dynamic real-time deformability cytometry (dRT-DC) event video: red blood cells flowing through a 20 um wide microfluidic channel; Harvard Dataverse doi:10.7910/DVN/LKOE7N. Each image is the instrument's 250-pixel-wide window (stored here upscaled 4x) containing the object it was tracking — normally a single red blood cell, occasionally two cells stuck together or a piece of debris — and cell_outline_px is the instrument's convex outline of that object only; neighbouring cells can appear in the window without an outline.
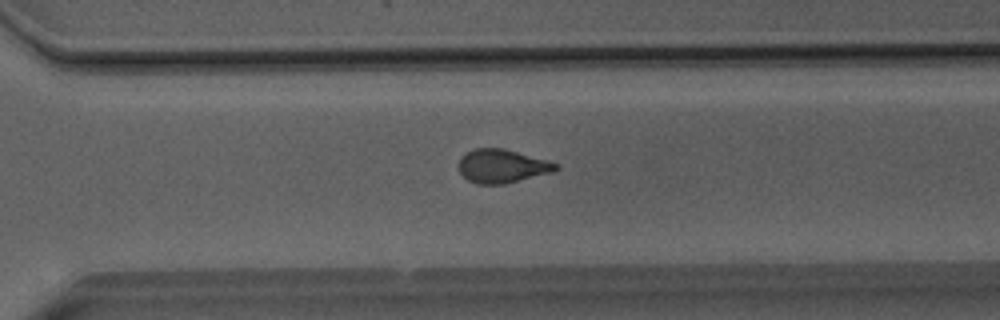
{"species": "Egyptian fruit bat (a non-hibernating species)", "species_latin": "Rousettus aegyptiacus", "temperature_condition": "room temperature", "stored_images_in_passage": 33, "camera_frame_rate_fps": 3000, "um_per_image_px": 0.085, "animal": {"sex": "male"}, "frame": {"image": 1, "passage_image": 28, "time_ms": 9.0, "image_size_px": [1000, 320], "cell_outline_px": [[560, 168], [552, 172], [504, 184], [476, 184], [468, 180], [460, 172], [460, 156], [464, 152], [472, 148], [504, 148], [560, 164]], "centroid_in_image_um": [42.66, 14.11], "position_along_channel_um": 327.9, "area_um2": 19.02}}